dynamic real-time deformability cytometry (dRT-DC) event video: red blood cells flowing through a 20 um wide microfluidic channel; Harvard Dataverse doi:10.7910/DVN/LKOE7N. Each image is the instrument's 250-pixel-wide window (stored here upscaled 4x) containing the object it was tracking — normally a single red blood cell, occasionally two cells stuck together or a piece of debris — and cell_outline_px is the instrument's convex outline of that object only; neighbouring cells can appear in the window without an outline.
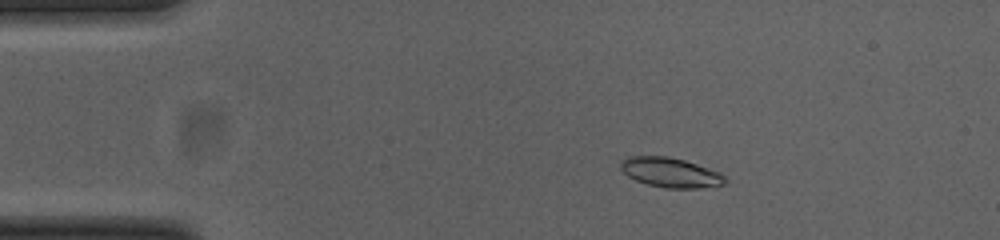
{"species": "common noctule bat (a hibernating species)", "species_latin": "Nyctalus noctula", "temperature_condition": "cold", "stored_images_in_passage": 49, "camera_frame_rate_fps": 3000, "um_per_image_px": 0.085, "animal": {"sex": "female", "body_mass_g": 23.0, "forearm_length_mm": 53.4}, "frame": {"image": 1, "passage_image": 5, "time_ms": 1.333, "image_size_px": [1000, 240], "cell_outline_px": [[728, 180], [724, 184], [700, 188], [664, 188], [648, 184], [636, 180], [628, 176], [620, 168], [620, 164], [628, 156], [668, 156], [684, 160], [720, 172]], "centroid_in_image_um": [57.0, 14.66], "position_along_channel_um": 28.0, "area_um2": 17.98}}
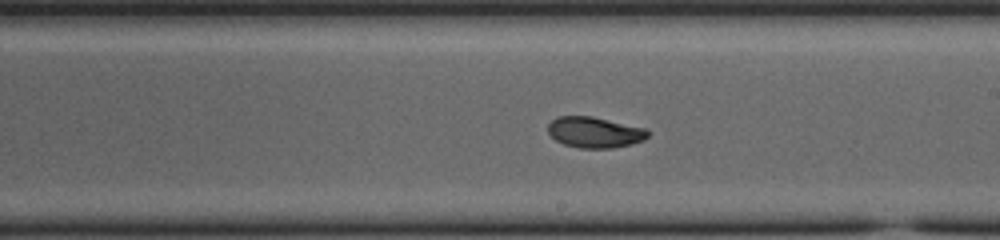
{"frame": {"image": 2, "passage_image": 26, "time_ms": 8.333, "image_size_px": [1000, 240], "cell_outline_px": [[648, 136], [644, 140], [632, 144], [612, 148], [580, 148], [564, 144], [556, 140], [548, 132], [548, 124], [556, 116], [592, 116], [648, 128]], "centroid_in_image_um": [50.57, 11.24], "position_along_channel_um": 238.4, "area_um2": 18.09}}
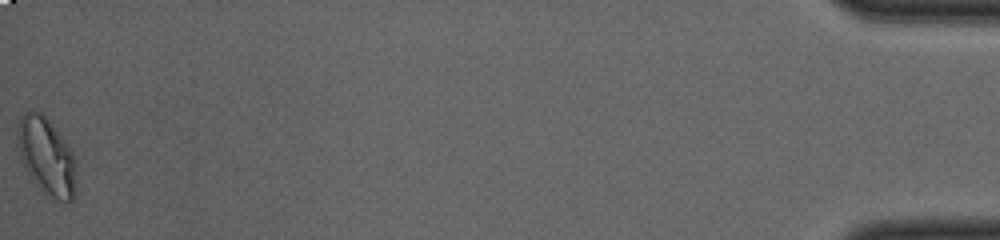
{"frame": {"image": 3, "passage_image": 49, "time_ms": 16.0, "image_size_px": [1000, 240], "cell_outline_px": [[76, 164], [72, 200], [52, 200], [44, 196], [20, 160], [16, 144], [16, 136], [20, 116], [24, 112], [40, 112], [56, 128], [68, 144], [72, 152]], "centroid_in_image_um": [3.91, 13.28], "position_along_channel_um": 431.3, "area_um2": 26.47}, "authors_computed_cell_mechanics": {"area_um2": 18.1492, "velocity_mm_per_s": 3.8494, "shape_relaxation_time_tau1_ms": 2.618, "shape_relaxation_time_tau2_ms": 1.8418, "deformation_change_tau1": 0.1332, "deformation_change_tau2": 0.0613}}